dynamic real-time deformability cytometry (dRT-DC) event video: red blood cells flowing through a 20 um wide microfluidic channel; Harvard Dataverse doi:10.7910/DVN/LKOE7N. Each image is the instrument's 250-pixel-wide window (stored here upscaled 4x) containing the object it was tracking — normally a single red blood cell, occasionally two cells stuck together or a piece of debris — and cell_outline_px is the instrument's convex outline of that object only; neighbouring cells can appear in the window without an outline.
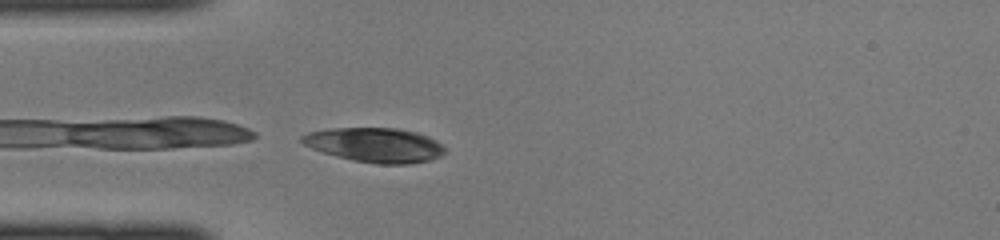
{"species": "common noctule bat (a hibernating species)", "species_latin": "Nyctalus noctula", "temperature_condition": "cold", "stored_images_in_passage": 12, "camera_frame_rate_fps": 3000, "um_per_image_px": 0.085, "animal": {"sex": "female", "body_mass_g": 22.0, "forearm_length_mm": 56.7}, "frame": {"image": 1, "passage_image": 12, "time_ms": 3.667, "image_size_px": [1000, 240], "cell_outline_px": [[444, 152], [440, 156], [428, 160], [408, 164], [376, 164], [352, 160], [336, 156], [312, 148], [304, 144], [300, 140], [300, 136], [308, 132], [332, 128], [396, 128], [416, 132], [428, 136], [436, 140], [444, 148]], "centroid_in_image_um": [31.86, 12.32], "position_along_channel_um": 53.1, "area_um2": 28.55}}